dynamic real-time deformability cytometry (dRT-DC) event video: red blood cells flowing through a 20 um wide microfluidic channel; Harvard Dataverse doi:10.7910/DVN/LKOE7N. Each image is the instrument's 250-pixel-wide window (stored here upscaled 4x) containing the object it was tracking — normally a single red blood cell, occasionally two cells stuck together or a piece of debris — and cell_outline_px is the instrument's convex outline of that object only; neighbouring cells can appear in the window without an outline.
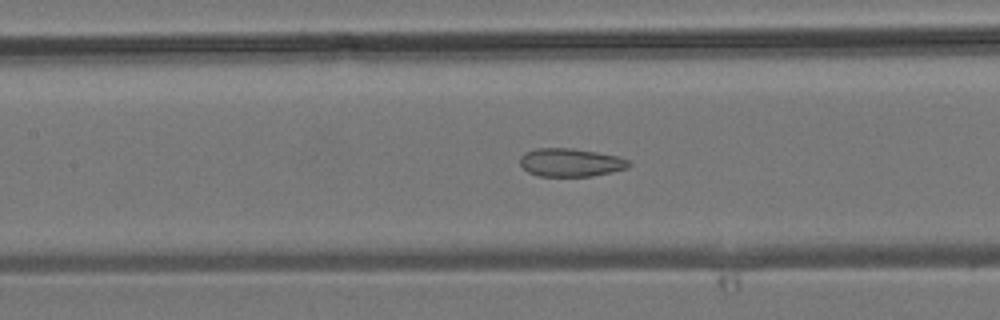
{"species": "common noctule bat (a hibernating species)", "species_latin": "Nyctalus noctula", "temperature_condition": "room temperature", "stored_images_in_passage": 42, "camera_frame_rate_fps": 3000, "um_per_image_px": 0.085, "animal": {"sex": "male", "body_mass_g": 19.2, "forearm_length_mm": 51.8}, "frame": {"image": 1, "passage_image": 19, "time_ms": 6.0, "image_size_px": [1000, 320], "cell_outline_px": [[632, 164], [628, 168], [592, 176], [540, 176], [528, 172], [520, 164], [520, 156], [524, 152], [536, 148], [572, 148], [620, 156], [628, 160]], "centroid_in_image_um": [48.51, 13.8], "position_along_channel_um": 158.9, "area_um2": 17.98}}
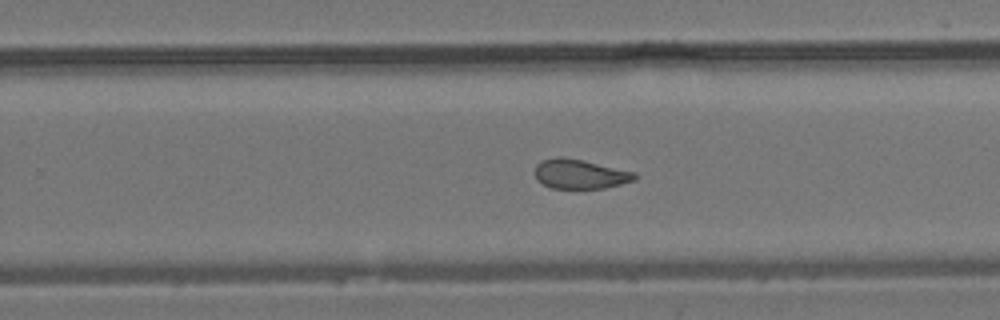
{"frame": {"image": 2, "passage_image": 27, "time_ms": 8.667, "image_size_px": [1000, 320], "cell_outline_px": [[636, 180], [604, 188], [552, 188], [536, 180], [536, 164], [540, 160], [556, 156], [564, 156], [636, 172]], "centroid_in_image_um": [49.28, 14.78], "position_along_channel_um": 280.5, "area_um2": 17.17}}
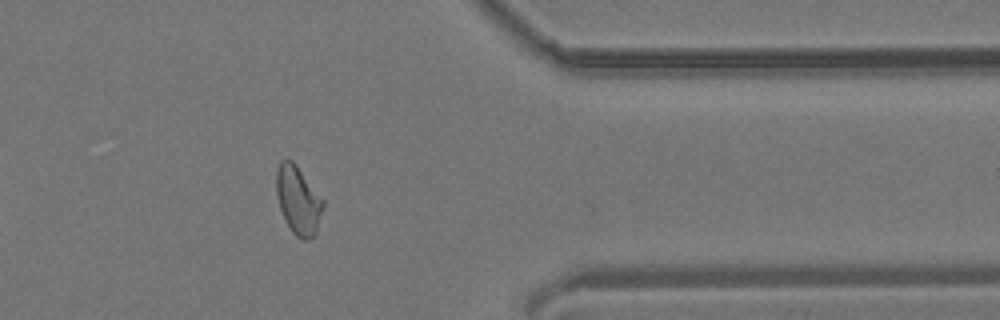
{"frame": {"image": 3, "passage_image": 35, "time_ms": 11.333, "image_size_px": [1000, 320], "cell_outline_px": [[324, 208], [316, 232], [308, 240], [300, 240], [292, 232], [280, 208], [276, 192], [276, 168], [280, 160], [292, 160], [296, 164], [324, 200]], "centroid_in_image_um": [25.35, 17.01], "position_along_channel_um": 386.0, "area_um2": 18.61}}